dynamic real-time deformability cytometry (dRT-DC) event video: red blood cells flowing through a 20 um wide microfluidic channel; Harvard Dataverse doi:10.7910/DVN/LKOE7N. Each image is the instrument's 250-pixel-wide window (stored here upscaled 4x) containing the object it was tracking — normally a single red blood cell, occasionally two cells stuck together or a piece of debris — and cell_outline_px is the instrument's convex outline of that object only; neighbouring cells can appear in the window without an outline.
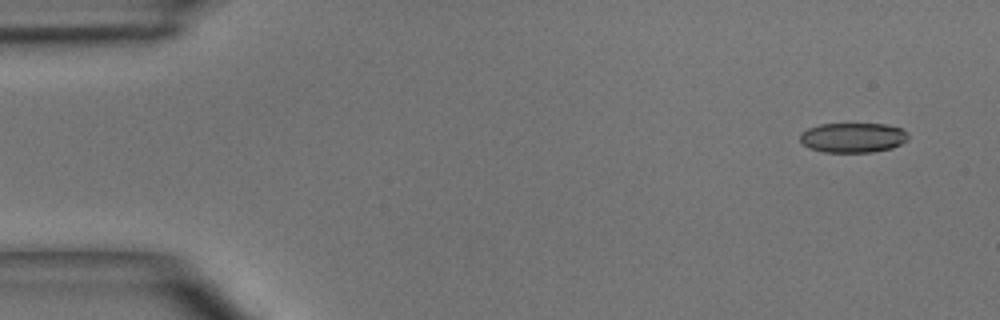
{"species": "common noctule bat (a hibernating species)", "species_latin": "Nyctalus noctula", "temperature_condition": "room temperature", "stored_images_in_passage": 4, "camera_frame_rate_fps": 3000, "um_per_image_px": 0.085, "animal": {"sex": "male", "body_mass_g": 15.6}, "frame": {"image": 1, "passage_image": 1, "time_ms": 0.0, "image_size_px": [1000, 320], "cell_outline_px": [[908, 140], [892, 148], [872, 152], [824, 152], [808, 148], [800, 140], [800, 132], [808, 128], [820, 124], [884, 124], [900, 128], [908, 136]], "centroid_in_image_um": [72.46, 11.7], "position_along_channel_um": 12.5, "area_um2": 18.73}}
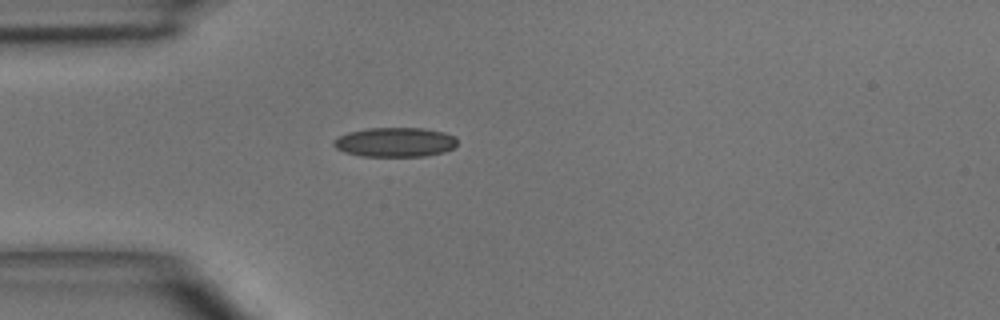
{"frame": {"image": 2, "passage_image": 4, "time_ms": 3.333, "image_size_px": [1000, 320], "cell_outline_px": [[456, 144], [452, 148], [444, 152], [424, 156], [364, 156], [344, 152], [336, 148], [332, 144], [332, 140], [348, 132], [364, 128], [424, 128], [444, 132], [456, 136]], "centroid_in_image_um": [33.56, 12.07], "position_along_channel_um": 51.4, "area_um2": 21.27}}